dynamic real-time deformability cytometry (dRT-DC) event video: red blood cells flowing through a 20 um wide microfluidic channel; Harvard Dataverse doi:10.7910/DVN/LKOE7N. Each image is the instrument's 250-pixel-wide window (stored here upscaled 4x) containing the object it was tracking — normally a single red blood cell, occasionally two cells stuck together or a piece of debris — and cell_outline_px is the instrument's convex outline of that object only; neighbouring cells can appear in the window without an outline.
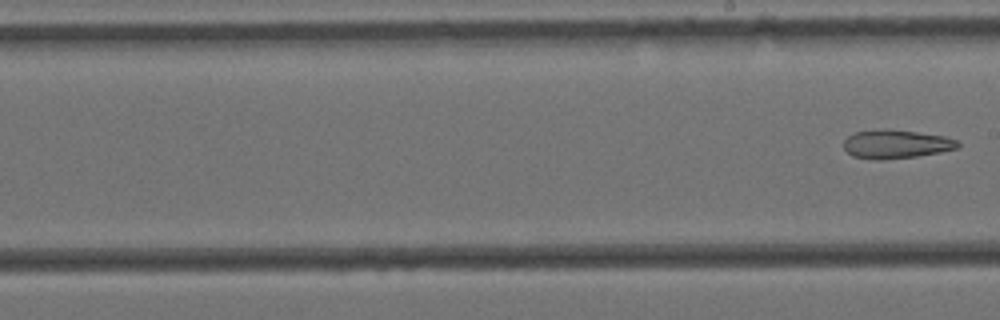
{"species": "Egyptian fruit bat (a non-hibernating species)", "species_latin": "Rousettus aegyptiacus", "temperature_condition": "cold", "stored_images_in_passage": 8, "segment_of_instrument_passage": [2, 2], "camera_frame_rate_fps": 3000, "um_per_image_px": 0.085, "animal": {"sex": "female"}, "frame": {"image": 1, "passage_image": 8, "time_ms": 2.333, "image_size_px": [1000, 320], "cell_outline_px": [[960, 148], [940, 152], [916, 156], [880, 160], [876, 160], [852, 156], [844, 148], [844, 140], [852, 132], [916, 132], [944, 136], [956, 140], [960, 144]], "centroid_in_image_um": [76.19, 12.3], "position_along_channel_um": 212.8, "area_um2": 18.21}}